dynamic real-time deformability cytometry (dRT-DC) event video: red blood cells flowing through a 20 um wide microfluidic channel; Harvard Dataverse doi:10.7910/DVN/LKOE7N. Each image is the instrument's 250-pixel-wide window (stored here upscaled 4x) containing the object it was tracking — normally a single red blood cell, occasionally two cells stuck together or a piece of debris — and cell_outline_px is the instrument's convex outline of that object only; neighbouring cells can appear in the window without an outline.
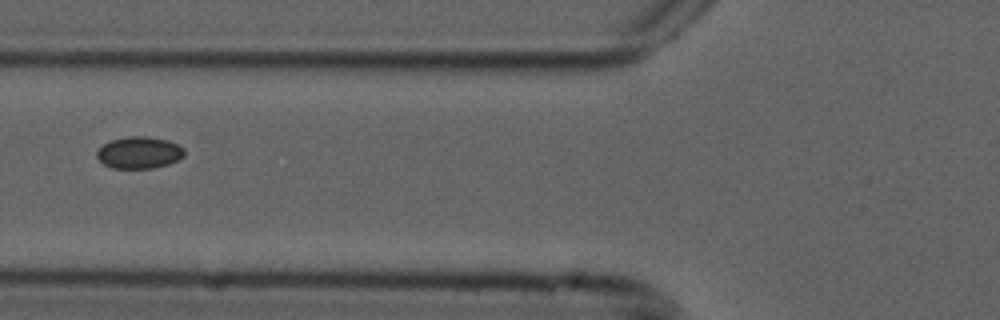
{"species": "common noctule bat (a hibernating species)", "species_latin": "Nyctalus noctula", "temperature_condition": "cold", "stored_images_in_passage": 9, "camera_frame_rate_fps": 3000, "um_per_image_px": 0.085, "animal": {"sex": "male", "forearm_length_mm": 52.5}, "frame": {"image": 1, "passage_image": 6, "time_ms": 1.667, "image_size_px": [1000, 320], "cell_outline_px": [[184, 156], [168, 164], [152, 168], [112, 168], [104, 164], [96, 156], [96, 152], [104, 144], [112, 140], [128, 136], [148, 136], [168, 140], [184, 148]], "centroid_in_image_um": [11.83, 12.96], "position_along_channel_um": 114.0, "area_um2": 16.13}}
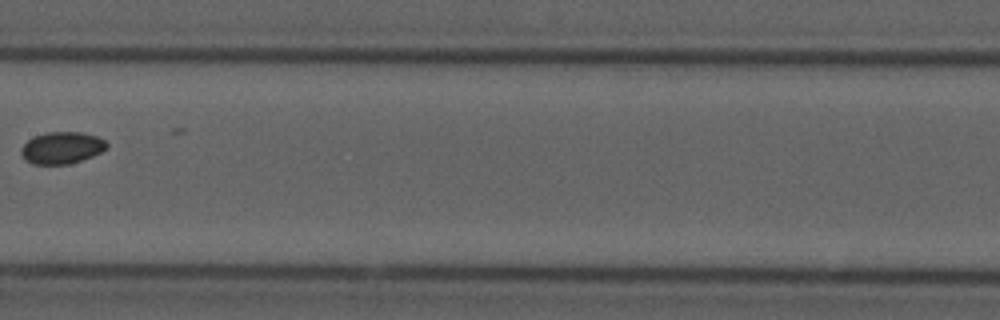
{"frame": {"image": 2, "passage_image": 8, "time_ms": 2.333, "image_size_px": [1000, 320], "cell_outline_px": [[108, 148], [92, 156], [68, 164], [32, 164], [20, 152], [20, 148], [32, 136], [48, 132], [80, 132], [96, 136], [104, 140], [108, 144]], "centroid_in_image_um": [5.25, 12.55], "position_along_channel_um": 202.1, "area_um2": 15.78}}
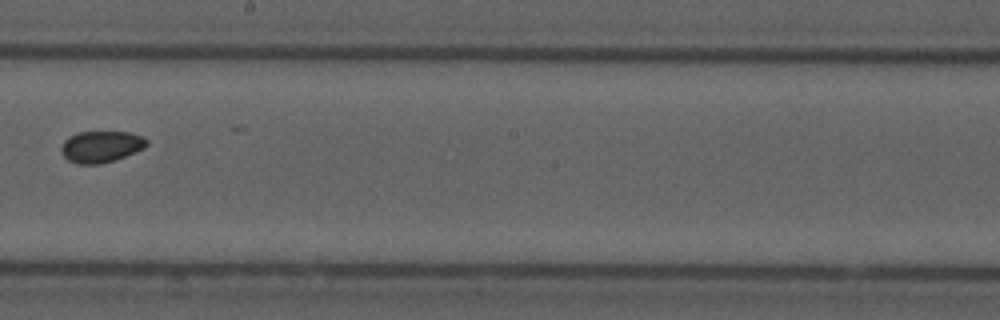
{"frame": {"image": 3, "passage_image": 9, "time_ms": 2.667, "image_size_px": [1000, 320], "cell_outline_px": [[148, 144], [144, 148], [116, 160], [100, 164], [76, 164], [68, 160], [64, 156], [60, 148], [64, 140], [68, 136], [80, 132], [128, 132], [144, 136], [148, 140]], "centroid_in_image_um": [8.6, 12.46], "position_along_channel_um": 239.6, "area_um2": 15.84}}